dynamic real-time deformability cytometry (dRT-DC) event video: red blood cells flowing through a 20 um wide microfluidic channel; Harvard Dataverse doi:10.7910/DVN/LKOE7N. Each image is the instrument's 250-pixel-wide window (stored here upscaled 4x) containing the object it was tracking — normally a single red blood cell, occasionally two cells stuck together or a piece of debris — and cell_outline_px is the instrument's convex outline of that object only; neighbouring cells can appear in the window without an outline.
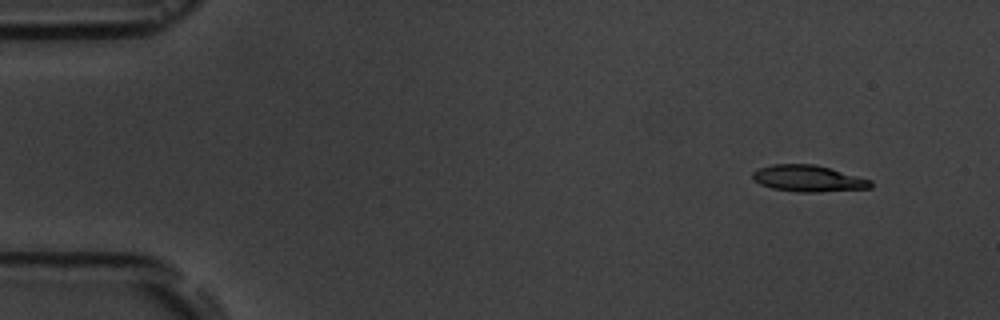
{"species": "common noctule bat (a hibernating species)", "species_latin": "Nyctalus noctula", "temperature_condition": "room temperature", "stored_images_in_passage": 4, "camera_frame_rate_fps": 3000, "um_per_image_px": 0.085, "animal": {"sex": "male", "body_mass_g": 19.5, "forearm_length_mm": 54.6}, "frame": {"image": 1, "passage_image": 1, "time_ms": 0.0, "image_size_px": [1000, 320], "cell_outline_px": [[872, 188], [820, 192], [796, 192], [772, 188], [760, 184], [752, 180], [752, 172], [760, 168], [772, 164], [812, 164], [828, 168], [872, 180]], "centroid_in_image_um": [68.68, 15.18], "position_along_channel_um": 16.3, "area_um2": 18.15}}
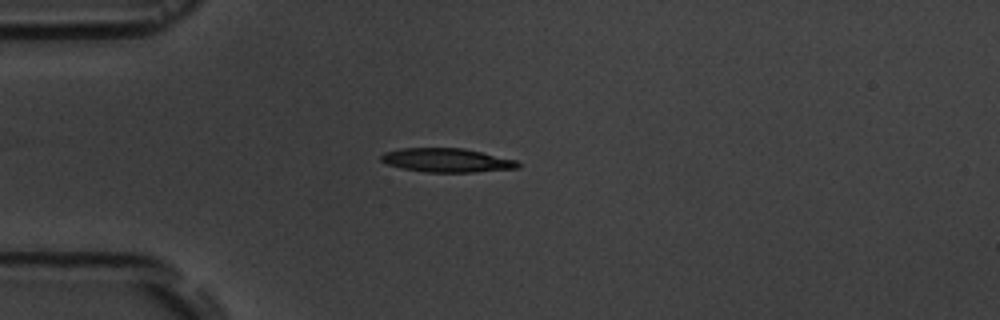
{"frame": {"image": 2, "passage_image": 4, "time_ms": 3.333, "image_size_px": [1000, 320], "cell_outline_px": [[520, 168], [472, 172], [424, 172], [404, 168], [388, 164], [380, 160], [380, 156], [384, 152], [400, 148], [464, 148], [516, 160], [520, 164]], "centroid_in_image_um": [37.98, 13.62], "position_along_channel_um": 47.0, "area_um2": 18.96}}